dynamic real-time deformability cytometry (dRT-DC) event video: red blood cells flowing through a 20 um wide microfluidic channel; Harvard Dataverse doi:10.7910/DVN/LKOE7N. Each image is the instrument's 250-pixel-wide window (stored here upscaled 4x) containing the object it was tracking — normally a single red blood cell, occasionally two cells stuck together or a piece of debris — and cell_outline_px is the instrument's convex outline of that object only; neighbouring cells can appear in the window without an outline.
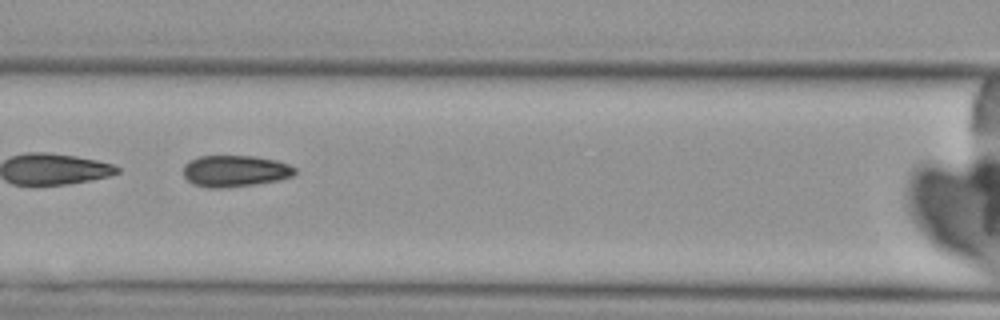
{"species": "Egyptian fruit bat (a non-hibernating species)", "species_latin": "Rousettus aegyptiacus", "temperature_condition": "cold", "stored_images_in_passage": 9, "camera_frame_rate_fps": 3000, "um_per_image_px": 0.085, "animal": {"sex": "female"}, "frame": {"image": 1, "passage_image": 7, "time_ms": 7.0, "image_size_px": [1000, 320], "cell_outline_px": [[296, 172], [292, 176], [280, 180], [256, 184], [224, 188], [212, 188], [192, 184], [184, 176], [184, 164], [188, 160], [200, 156], [256, 156], [276, 160], [288, 164], [296, 168]], "centroid_in_image_um": [19.98, 14.53], "position_along_channel_um": 146.6, "area_um2": 20.63}}
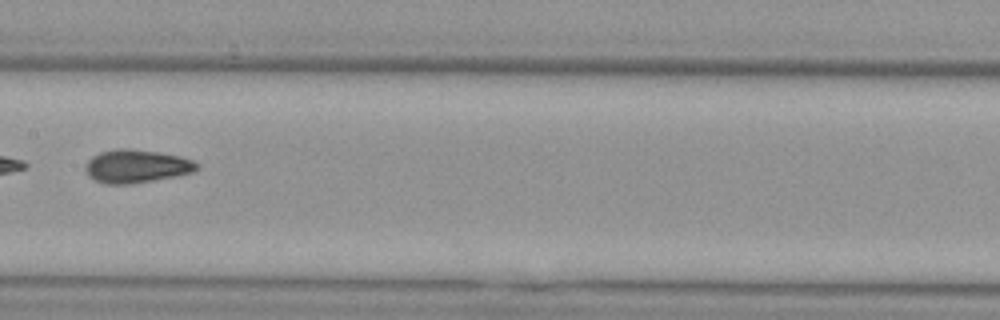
{"frame": {"image": 2, "passage_image": 8, "time_ms": 8.333, "image_size_px": [1000, 320], "cell_outline_px": [[200, 164], [192, 172], [176, 176], [128, 184], [104, 184], [88, 176], [84, 168], [88, 160], [92, 156], [100, 152], [116, 148], [128, 148], [160, 152], [180, 156], [192, 160]], "centroid_in_image_um": [11.57, 14.12], "position_along_channel_um": 195.8, "area_um2": 21.56}}